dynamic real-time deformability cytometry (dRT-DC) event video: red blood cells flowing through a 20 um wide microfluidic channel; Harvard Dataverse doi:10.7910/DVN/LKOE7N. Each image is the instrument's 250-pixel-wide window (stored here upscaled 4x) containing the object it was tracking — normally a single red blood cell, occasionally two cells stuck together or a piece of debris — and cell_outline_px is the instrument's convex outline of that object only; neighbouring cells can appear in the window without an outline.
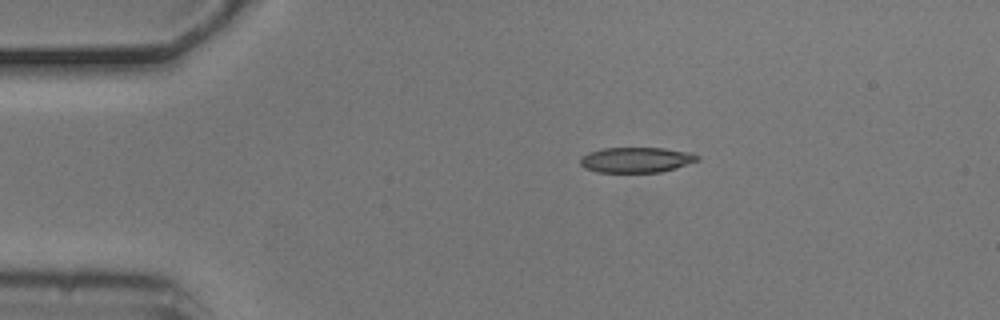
{"species": "common noctule bat (a hibernating species)", "species_latin": "Nyctalus noctula", "temperature_condition": "cold", "stored_images_in_passage": 6, "camera_frame_rate_fps": 3000, "um_per_image_px": 0.085, "animal": {"sex": "male", "body_mass_g": 20.5, "forearm_length_mm": 52.5}, "frame": {"image": 1, "passage_image": 1, "time_ms": 0.0, "image_size_px": [1000, 320], "cell_outline_px": [[700, 160], [676, 168], [660, 172], [596, 172], [584, 168], [580, 164], [580, 156], [588, 152], [600, 148], [664, 148], [692, 152], [700, 156]], "centroid_in_image_um": [54.08, 13.58], "position_along_channel_um": 30.9, "area_um2": 17.57}}
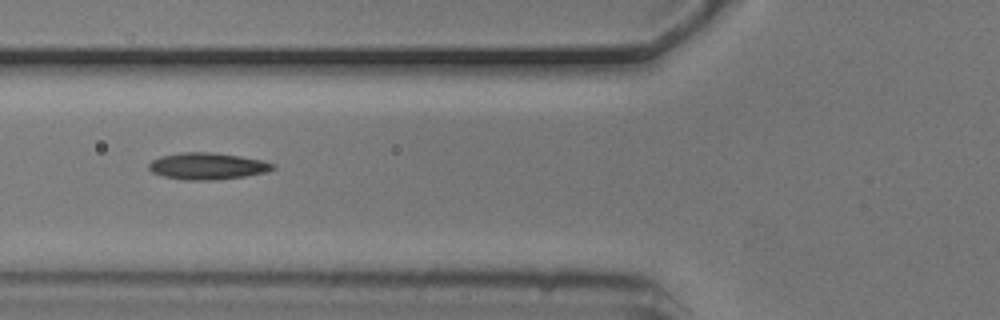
{"frame": {"image": 2, "passage_image": 4, "time_ms": 1.0, "image_size_px": [1000, 320], "cell_outline_px": [[276, 168], [264, 172], [244, 176], [216, 180], [180, 180], [164, 176], [152, 172], [148, 168], [148, 164], [152, 160], [160, 156], [180, 152], [212, 152], [240, 156], [260, 160], [276, 164]], "centroid_in_image_um": [17.59, 14.12], "position_along_channel_um": 108.2, "area_um2": 19.36}}
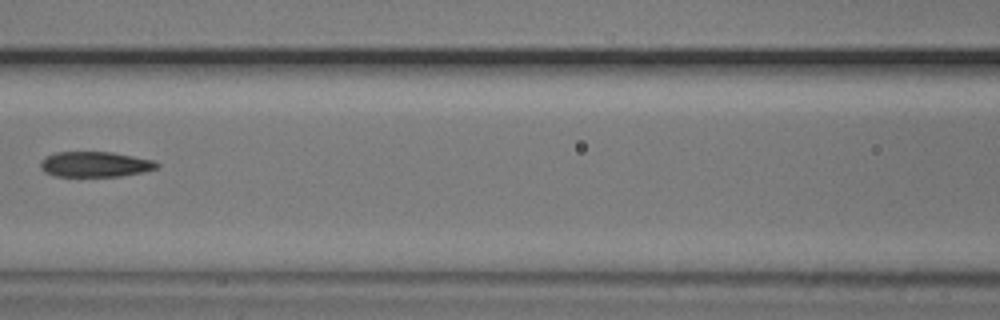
{"frame": {"image": 3, "passage_image": 5, "time_ms": 1.333, "image_size_px": [1000, 320], "cell_outline_px": [[160, 168], [120, 176], [56, 176], [44, 172], [40, 168], [40, 160], [44, 156], [56, 152], [112, 152], [152, 160], [160, 164]], "centroid_in_image_um": [8.04, 13.96], "position_along_channel_um": 158.6, "area_um2": 17.22}}